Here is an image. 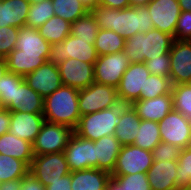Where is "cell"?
I'll return each mask as SVG.
<instances>
[{"mask_svg":"<svg viewBox=\"0 0 191 190\" xmlns=\"http://www.w3.org/2000/svg\"><path fill=\"white\" fill-rule=\"evenodd\" d=\"M50 47L37 28H19L15 49L5 57L8 71L25 77L48 61Z\"/></svg>","mask_w":191,"mask_h":190,"instance_id":"6da1fadb","label":"cell"},{"mask_svg":"<svg viewBox=\"0 0 191 190\" xmlns=\"http://www.w3.org/2000/svg\"><path fill=\"white\" fill-rule=\"evenodd\" d=\"M91 13L95 17L99 29L112 30L125 39L136 33H147L154 29L146 6L110 9L98 5Z\"/></svg>","mask_w":191,"mask_h":190,"instance_id":"7a4b0ae2","label":"cell"},{"mask_svg":"<svg viewBox=\"0 0 191 190\" xmlns=\"http://www.w3.org/2000/svg\"><path fill=\"white\" fill-rule=\"evenodd\" d=\"M79 89L60 86L44 99L45 121L76 128L81 114L78 107Z\"/></svg>","mask_w":191,"mask_h":190,"instance_id":"3957f363","label":"cell"},{"mask_svg":"<svg viewBox=\"0 0 191 190\" xmlns=\"http://www.w3.org/2000/svg\"><path fill=\"white\" fill-rule=\"evenodd\" d=\"M173 41L171 35L152 29L126 39L124 52L130 63H140L169 54Z\"/></svg>","mask_w":191,"mask_h":190,"instance_id":"277c9868","label":"cell"},{"mask_svg":"<svg viewBox=\"0 0 191 190\" xmlns=\"http://www.w3.org/2000/svg\"><path fill=\"white\" fill-rule=\"evenodd\" d=\"M125 105L120 102L114 107L81 116L74 133L94 142L103 136L114 135Z\"/></svg>","mask_w":191,"mask_h":190,"instance_id":"5b68a950","label":"cell"},{"mask_svg":"<svg viewBox=\"0 0 191 190\" xmlns=\"http://www.w3.org/2000/svg\"><path fill=\"white\" fill-rule=\"evenodd\" d=\"M94 43L95 40H83L70 34L63 42L51 45L48 61L58 65L73 58L94 64L98 59Z\"/></svg>","mask_w":191,"mask_h":190,"instance_id":"8992f818","label":"cell"},{"mask_svg":"<svg viewBox=\"0 0 191 190\" xmlns=\"http://www.w3.org/2000/svg\"><path fill=\"white\" fill-rule=\"evenodd\" d=\"M119 103L116 87L94 82L87 88L79 89L78 107L81 116L114 107Z\"/></svg>","mask_w":191,"mask_h":190,"instance_id":"52a82bcc","label":"cell"},{"mask_svg":"<svg viewBox=\"0 0 191 190\" xmlns=\"http://www.w3.org/2000/svg\"><path fill=\"white\" fill-rule=\"evenodd\" d=\"M74 130L68 126L45 121L33 145L34 155L64 152Z\"/></svg>","mask_w":191,"mask_h":190,"instance_id":"ba28073f","label":"cell"},{"mask_svg":"<svg viewBox=\"0 0 191 190\" xmlns=\"http://www.w3.org/2000/svg\"><path fill=\"white\" fill-rule=\"evenodd\" d=\"M158 124L162 142L191 147V120L182 113L173 109Z\"/></svg>","mask_w":191,"mask_h":190,"instance_id":"9c48e42d","label":"cell"},{"mask_svg":"<svg viewBox=\"0 0 191 190\" xmlns=\"http://www.w3.org/2000/svg\"><path fill=\"white\" fill-rule=\"evenodd\" d=\"M31 172L45 187L61 177L70 174L64 152L34 155Z\"/></svg>","mask_w":191,"mask_h":190,"instance_id":"30bf717a","label":"cell"},{"mask_svg":"<svg viewBox=\"0 0 191 190\" xmlns=\"http://www.w3.org/2000/svg\"><path fill=\"white\" fill-rule=\"evenodd\" d=\"M129 65L130 62L124 51L100 55L94 63V81L117 88Z\"/></svg>","mask_w":191,"mask_h":190,"instance_id":"8fae6325","label":"cell"},{"mask_svg":"<svg viewBox=\"0 0 191 190\" xmlns=\"http://www.w3.org/2000/svg\"><path fill=\"white\" fill-rule=\"evenodd\" d=\"M153 164V154L133 144L123 145L111 175L147 173Z\"/></svg>","mask_w":191,"mask_h":190,"instance_id":"7c38bea8","label":"cell"},{"mask_svg":"<svg viewBox=\"0 0 191 190\" xmlns=\"http://www.w3.org/2000/svg\"><path fill=\"white\" fill-rule=\"evenodd\" d=\"M149 75L150 72L144 62L130 63L117 87L119 101L131 105L138 100L141 93L145 91L146 79Z\"/></svg>","mask_w":191,"mask_h":190,"instance_id":"4fadbf2b","label":"cell"},{"mask_svg":"<svg viewBox=\"0 0 191 190\" xmlns=\"http://www.w3.org/2000/svg\"><path fill=\"white\" fill-rule=\"evenodd\" d=\"M64 154L70 172L97 168L95 143L92 140L84 139L74 133L65 147Z\"/></svg>","mask_w":191,"mask_h":190,"instance_id":"5bb4252c","label":"cell"},{"mask_svg":"<svg viewBox=\"0 0 191 190\" xmlns=\"http://www.w3.org/2000/svg\"><path fill=\"white\" fill-rule=\"evenodd\" d=\"M169 56L172 85L191 83V41L174 39Z\"/></svg>","mask_w":191,"mask_h":190,"instance_id":"9a60e30c","label":"cell"},{"mask_svg":"<svg viewBox=\"0 0 191 190\" xmlns=\"http://www.w3.org/2000/svg\"><path fill=\"white\" fill-rule=\"evenodd\" d=\"M146 7L154 29L167 33L174 38L177 20L181 14L178 0H152Z\"/></svg>","mask_w":191,"mask_h":190,"instance_id":"2e32d148","label":"cell"},{"mask_svg":"<svg viewBox=\"0 0 191 190\" xmlns=\"http://www.w3.org/2000/svg\"><path fill=\"white\" fill-rule=\"evenodd\" d=\"M24 79L28 86L40 94L43 99L63 85L58 65L50 61H46L36 70L27 74Z\"/></svg>","mask_w":191,"mask_h":190,"instance_id":"e0dca14e","label":"cell"},{"mask_svg":"<svg viewBox=\"0 0 191 190\" xmlns=\"http://www.w3.org/2000/svg\"><path fill=\"white\" fill-rule=\"evenodd\" d=\"M62 84L83 89L94 83V64L69 58L58 64Z\"/></svg>","mask_w":191,"mask_h":190,"instance_id":"ac0fdd59","label":"cell"},{"mask_svg":"<svg viewBox=\"0 0 191 190\" xmlns=\"http://www.w3.org/2000/svg\"><path fill=\"white\" fill-rule=\"evenodd\" d=\"M44 122L43 114L11 111L8 132L33 144Z\"/></svg>","mask_w":191,"mask_h":190,"instance_id":"d6986e66","label":"cell"},{"mask_svg":"<svg viewBox=\"0 0 191 190\" xmlns=\"http://www.w3.org/2000/svg\"><path fill=\"white\" fill-rule=\"evenodd\" d=\"M132 107L141 120L160 122L173 108L172 94L161 95L152 99L134 101Z\"/></svg>","mask_w":191,"mask_h":190,"instance_id":"ffe728a7","label":"cell"},{"mask_svg":"<svg viewBox=\"0 0 191 190\" xmlns=\"http://www.w3.org/2000/svg\"><path fill=\"white\" fill-rule=\"evenodd\" d=\"M177 161H153L147 172L151 190H176Z\"/></svg>","mask_w":191,"mask_h":190,"instance_id":"44dd1931","label":"cell"},{"mask_svg":"<svg viewBox=\"0 0 191 190\" xmlns=\"http://www.w3.org/2000/svg\"><path fill=\"white\" fill-rule=\"evenodd\" d=\"M9 111L43 114L44 99L24 81L16 87L14 100L6 107Z\"/></svg>","mask_w":191,"mask_h":190,"instance_id":"7402d4cb","label":"cell"},{"mask_svg":"<svg viewBox=\"0 0 191 190\" xmlns=\"http://www.w3.org/2000/svg\"><path fill=\"white\" fill-rule=\"evenodd\" d=\"M111 174L97 168L71 172L72 190H107Z\"/></svg>","mask_w":191,"mask_h":190,"instance_id":"603a6c76","label":"cell"},{"mask_svg":"<svg viewBox=\"0 0 191 190\" xmlns=\"http://www.w3.org/2000/svg\"><path fill=\"white\" fill-rule=\"evenodd\" d=\"M94 143L97 169L111 174L123 145L114 135L103 136Z\"/></svg>","mask_w":191,"mask_h":190,"instance_id":"cb8c5ba5","label":"cell"},{"mask_svg":"<svg viewBox=\"0 0 191 190\" xmlns=\"http://www.w3.org/2000/svg\"><path fill=\"white\" fill-rule=\"evenodd\" d=\"M30 5L27 0H0V27H25Z\"/></svg>","mask_w":191,"mask_h":190,"instance_id":"d4e9b609","label":"cell"},{"mask_svg":"<svg viewBox=\"0 0 191 190\" xmlns=\"http://www.w3.org/2000/svg\"><path fill=\"white\" fill-rule=\"evenodd\" d=\"M0 153L17 158L29 167L34 158L32 143L7 132L0 136Z\"/></svg>","mask_w":191,"mask_h":190,"instance_id":"484cf974","label":"cell"},{"mask_svg":"<svg viewBox=\"0 0 191 190\" xmlns=\"http://www.w3.org/2000/svg\"><path fill=\"white\" fill-rule=\"evenodd\" d=\"M140 121L141 119L132 105L126 104L120 112V121L115 129L114 136L122 145L133 144Z\"/></svg>","mask_w":191,"mask_h":190,"instance_id":"4316f807","label":"cell"},{"mask_svg":"<svg viewBox=\"0 0 191 190\" xmlns=\"http://www.w3.org/2000/svg\"><path fill=\"white\" fill-rule=\"evenodd\" d=\"M40 35L51 45L63 42L71 32V23L54 15L38 28Z\"/></svg>","mask_w":191,"mask_h":190,"instance_id":"83f0119b","label":"cell"},{"mask_svg":"<svg viewBox=\"0 0 191 190\" xmlns=\"http://www.w3.org/2000/svg\"><path fill=\"white\" fill-rule=\"evenodd\" d=\"M160 142L161 136L158 122L141 120L133 145L152 152Z\"/></svg>","mask_w":191,"mask_h":190,"instance_id":"f1b7e54d","label":"cell"},{"mask_svg":"<svg viewBox=\"0 0 191 190\" xmlns=\"http://www.w3.org/2000/svg\"><path fill=\"white\" fill-rule=\"evenodd\" d=\"M125 38L112 30L99 29L94 47L98 56L124 51Z\"/></svg>","mask_w":191,"mask_h":190,"instance_id":"f546056e","label":"cell"},{"mask_svg":"<svg viewBox=\"0 0 191 190\" xmlns=\"http://www.w3.org/2000/svg\"><path fill=\"white\" fill-rule=\"evenodd\" d=\"M29 168L25 162L0 153V183L22 179Z\"/></svg>","mask_w":191,"mask_h":190,"instance_id":"4dcf8cb0","label":"cell"},{"mask_svg":"<svg viewBox=\"0 0 191 190\" xmlns=\"http://www.w3.org/2000/svg\"><path fill=\"white\" fill-rule=\"evenodd\" d=\"M52 4L54 14L70 23L86 16L90 12L80 0H52Z\"/></svg>","mask_w":191,"mask_h":190,"instance_id":"1f68e13d","label":"cell"},{"mask_svg":"<svg viewBox=\"0 0 191 190\" xmlns=\"http://www.w3.org/2000/svg\"><path fill=\"white\" fill-rule=\"evenodd\" d=\"M54 15V8L51 0L31 4L25 26L38 29Z\"/></svg>","mask_w":191,"mask_h":190,"instance_id":"d6a6232c","label":"cell"},{"mask_svg":"<svg viewBox=\"0 0 191 190\" xmlns=\"http://www.w3.org/2000/svg\"><path fill=\"white\" fill-rule=\"evenodd\" d=\"M174 110L191 120V83L172 85Z\"/></svg>","mask_w":191,"mask_h":190,"instance_id":"836d02e7","label":"cell"},{"mask_svg":"<svg viewBox=\"0 0 191 190\" xmlns=\"http://www.w3.org/2000/svg\"><path fill=\"white\" fill-rule=\"evenodd\" d=\"M99 27L95 17L89 12L86 16L71 23L70 34L83 40H95Z\"/></svg>","mask_w":191,"mask_h":190,"instance_id":"e575fe53","label":"cell"},{"mask_svg":"<svg viewBox=\"0 0 191 190\" xmlns=\"http://www.w3.org/2000/svg\"><path fill=\"white\" fill-rule=\"evenodd\" d=\"M172 91V83L169 77L149 75L146 79L145 91L141 93L142 100L152 99L161 95L169 94Z\"/></svg>","mask_w":191,"mask_h":190,"instance_id":"d590c367","label":"cell"},{"mask_svg":"<svg viewBox=\"0 0 191 190\" xmlns=\"http://www.w3.org/2000/svg\"><path fill=\"white\" fill-rule=\"evenodd\" d=\"M24 81V77L10 71L2 76L0 79V98L5 108L14 100L16 87H19Z\"/></svg>","mask_w":191,"mask_h":190,"instance_id":"8d00e7d4","label":"cell"},{"mask_svg":"<svg viewBox=\"0 0 191 190\" xmlns=\"http://www.w3.org/2000/svg\"><path fill=\"white\" fill-rule=\"evenodd\" d=\"M177 162V187L191 185V147L181 149Z\"/></svg>","mask_w":191,"mask_h":190,"instance_id":"74e56055","label":"cell"},{"mask_svg":"<svg viewBox=\"0 0 191 190\" xmlns=\"http://www.w3.org/2000/svg\"><path fill=\"white\" fill-rule=\"evenodd\" d=\"M124 190H151L147 173L111 175Z\"/></svg>","mask_w":191,"mask_h":190,"instance_id":"f35d334b","label":"cell"},{"mask_svg":"<svg viewBox=\"0 0 191 190\" xmlns=\"http://www.w3.org/2000/svg\"><path fill=\"white\" fill-rule=\"evenodd\" d=\"M19 28L13 26L0 27V58H5L16 46Z\"/></svg>","mask_w":191,"mask_h":190,"instance_id":"ab89813d","label":"cell"},{"mask_svg":"<svg viewBox=\"0 0 191 190\" xmlns=\"http://www.w3.org/2000/svg\"><path fill=\"white\" fill-rule=\"evenodd\" d=\"M146 68L151 75L169 77L171 68V59L169 54L160 55L159 58L144 61Z\"/></svg>","mask_w":191,"mask_h":190,"instance_id":"60d3db41","label":"cell"},{"mask_svg":"<svg viewBox=\"0 0 191 190\" xmlns=\"http://www.w3.org/2000/svg\"><path fill=\"white\" fill-rule=\"evenodd\" d=\"M181 148L165 142H160L152 151L153 161H177Z\"/></svg>","mask_w":191,"mask_h":190,"instance_id":"b9f144b4","label":"cell"},{"mask_svg":"<svg viewBox=\"0 0 191 190\" xmlns=\"http://www.w3.org/2000/svg\"><path fill=\"white\" fill-rule=\"evenodd\" d=\"M174 39L191 41V11H181L174 31Z\"/></svg>","mask_w":191,"mask_h":190,"instance_id":"7bdbcfd3","label":"cell"},{"mask_svg":"<svg viewBox=\"0 0 191 190\" xmlns=\"http://www.w3.org/2000/svg\"><path fill=\"white\" fill-rule=\"evenodd\" d=\"M20 190H45V186L31 172H28L21 179Z\"/></svg>","mask_w":191,"mask_h":190,"instance_id":"ee69618b","label":"cell"},{"mask_svg":"<svg viewBox=\"0 0 191 190\" xmlns=\"http://www.w3.org/2000/svg\"><path fill=\"white\" fill-rule=\"evenodd\" d=\"M45 190H72L71 189V172L55 182H50L49 185L45 187Z\"/></svg>","mask_w":191,"mask_h":190,"instance_id":"f6af8a7d","label":"cell"},{"mask_svg":"<svg viewBox=\"0 0 191 190\" xmlns=\"http://www.w3.org/2000/svg\"><path fill=\"white\" fill-rule=\"evenodd\" d=\"M99 6L110 9H124L131 6L130 0H99Z\"/></svg>","mask_w":191,"mask_h":190,"instance_id":"bcb514c9","label":"cell"},{"mask_svg":"<svg viewBox=\"0 0 191 190\" xmlns=\"http://www.w3.org/2000/svg\"><path fill=\"white\" fill-rule=\"evenodd\" d=\"M11 123V111L4 108L0 111V136L9 131Z\"/></svg>","mask_w":191,"mask_h":190,"instance_id":"7dc6e473","label":"cell"},{"mask_svg":"<svg viewBox=\"0 0 191 190\" xmlns=\"http://www.w3.org/2000/svg\"><path fill=\"white\" fill-rule=\"evenodd\" d=\"M21 179L9 180L7 182L0 183V190H20Z\"/></svg>","mask_w":191,"mask_h":190,"instance_id":"c3c4849f","label":"cell"},{"mask_svg":"<svg viewBox=\"0 0 191 190\" xmlns=\"http://www.w3.org/2000/svg\"><path fill=\"white\" fill-rule=\"evenodd\" d=\"M80 2L91 12L99 5V0H80Z\"/></svg>","mask_w":191,"mask_h":190,"instance_id":"681fc988","label":"cell"},{"mask_svg":"<svg viewBox=\"0 0 191 190\" xmlns=\"http://www.w3.org/2000/svg\"><path fill=\"white\" fill-rule=\"evenodd\" d=\"M107 190H124V188H122V186L113 177H111L107 184Z\"/></svg>","mask_w":191,"mask_h":190,"instance_id":"f907efd6","label":"cell"},{"mask_svg":"<svg viewBox=\"0 0 191 190\" xmlns=\"http://www.w3.org/2000/svg\"><path fill=\"white\" fill-rule=\"evenodd\" d=\"M181 11H191V0H178Z\"/></svg>","mask_w":191,"mask_h":190,"instance_id":"816d5d0a","label":"cell"},{"mask_svg":"<svg viewBox=\"0 0 191 190\" xmlns=\"http://www.w3.org/2000/svg\"><path fill=\"white\" fill-rule=\"evenodd\" d=\"M8 72L7 62L5 58H0V79Z\"/></svg>","mask_w":191,"mask_h":190,"instance_id":"f5cc1de1","label":"cell"},{"mask_svg":"<svg viewBox=\"0 0 191 190\" xmlns=\"http://www.w3.org/2000/svg\"><path fill=\"white\" fill-rule=\"evenodd\" d=\"M152 0H130L131 6H146L148 5Z\"/></svg>","mask_w":191,"mask_h":190,"instance_id":"db71d44e","label":"cell"},{"mask_svg":"<svg viewBox=\"0 0 191 190\" xmlns=\"http://www.w3.org/2000/svg\"><path fill=\"white\" fill-rule=\"evenodd\" d=\"M176 190H191V185L180 186Z\"/></svg>","mask_w":191,"mask_h":190,"instance_id":"11a10c76","label":"cell"},{"mask_svg":"<svg viewBox=\"0 0 191 190\" xmlns=\"http://www.w3.org/2000/svg\"><path fill=\"white\" fill-rule=\"evenodd\" d=\"M30 4H36V3H40L42 1H46V0H27Z\"/></svg>","mask_w":191,"mask_h":190,"instance_id":"9f6ffc18","label":"cell"},{"mask_svg":"<svg viewBox=\"0 0 191 190\" xmlns=\"http://www.w3.org/2000/svg\"><path fill=\"white\" fill-rule=\"evenodd\" d=\"M5 107L2 104L1 98H0V111L3 110Z\"/></svg>","mask_w":191,"mask_h":190,"instance_id":"6f0895ef","label":"cell"}]
</instances>
